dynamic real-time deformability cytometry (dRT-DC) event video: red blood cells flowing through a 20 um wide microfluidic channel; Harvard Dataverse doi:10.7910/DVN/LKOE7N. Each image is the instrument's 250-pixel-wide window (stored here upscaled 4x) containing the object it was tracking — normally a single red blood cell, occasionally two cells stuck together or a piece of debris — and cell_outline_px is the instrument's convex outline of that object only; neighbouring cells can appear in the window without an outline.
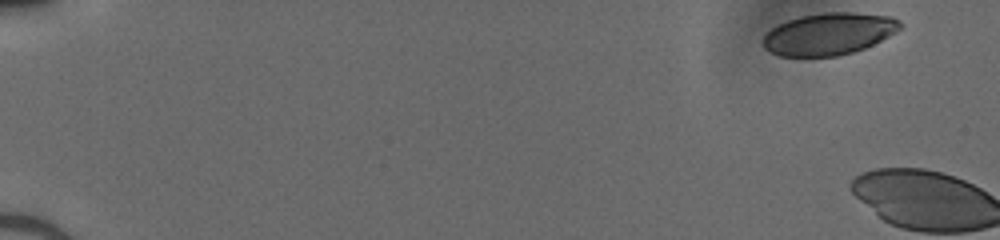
{"species": "human", "species_latin": "Homo sapiens", "temperature_condition": "cold", "stored_images_in_passage": 3, "camera_frame_rate_fps": 3000, "um_per_image_px": 0.085, "donor": {"sex": "male"}, "frame": {"image": 1, "passage_image": 1, "time_ms": 0.0, "image_size_px": [1000, 240], "cell_outline_px": [[904, 28], [864, 48], [852, 52], [836, 56], [780, 56], [764, 48], [764, 36], [772, 28], [788, 20], [800, 16], [824, 12], [852, 12], [892, 16], [900, 20], [904, 24]], "centroid_in_image_um": [70.51, 2.86], "position_along_channel_um": 14.5, "area_um2": 33.47}}